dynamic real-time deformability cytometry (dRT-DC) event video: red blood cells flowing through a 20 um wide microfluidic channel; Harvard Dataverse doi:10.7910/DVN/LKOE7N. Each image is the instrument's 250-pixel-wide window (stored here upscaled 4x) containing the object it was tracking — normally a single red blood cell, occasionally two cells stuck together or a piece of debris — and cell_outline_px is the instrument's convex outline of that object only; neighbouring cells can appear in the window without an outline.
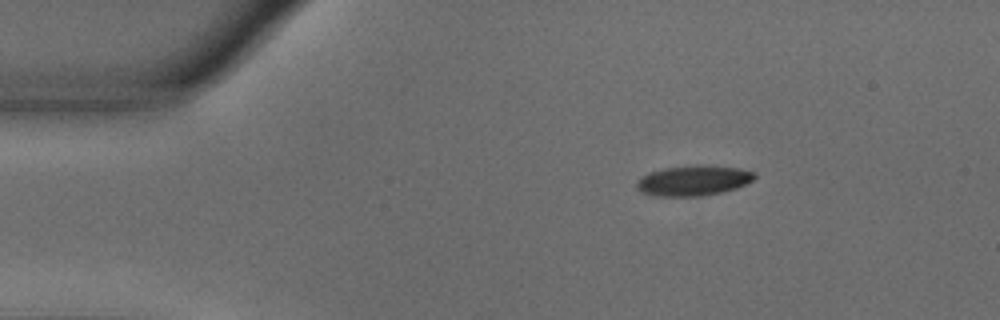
{"species": "common noctule bat (a hibernating species)", "species_latin": "Nyctalus noctula", "temperature_condition": "warm", "stored_images_in_passage": 47, "camera_frame_rate_fps": 3000, "um_per_image_px": 0.085, "animal": {"sex": "male", "body_mass_g": 18.8}, "frame": {"image": 1, "passage_image": 1, "time_ms": 0.0, "image_size_px": [1000, 320], "cell_outline_px": [[756, 176], [752, 180], [736, 188], [704, 196], [656, 196], [644, 192], [636, 188], [636, 184], [648, 172], [664, 168], [700, 164], [740, 168], [756, 172]], "centroid_in_image_um": [58.97, 15.33], "position_along_channel_um": 26.0, "area_um2": 20.69}}
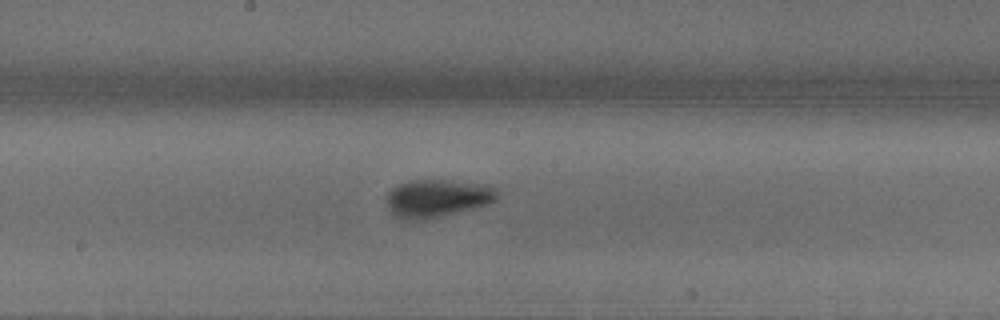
{"frame": {"image": 2, "passage_image": 21, "time_ms": 6.667, "image_size_px": [1000, 320], "cell_outline_px": [[496, 200], [488, 204], [472, 208], [420, 220], [404, 220], [396, 216], [388, 208], [388, 192], [392, 188], [400, 184], [412, 180], [444, 180], [492, 184], [496, 188]], "centroid_in_image_um": [37.18, 16.83], "position_along_channel_um": 211.0, "area_um2": 24.04}}
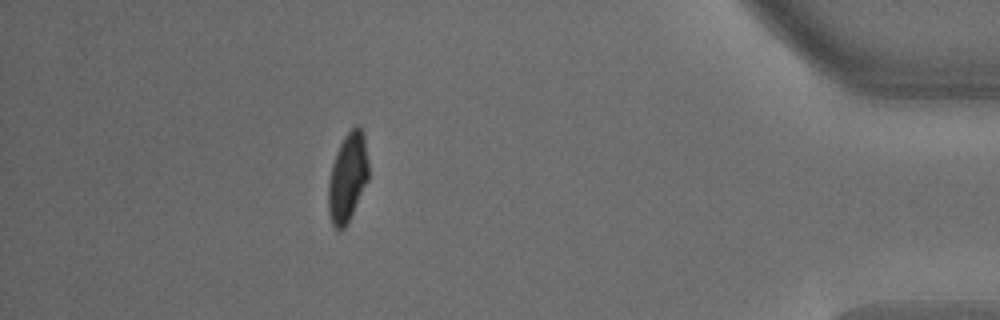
{"frame": {"image": 3, "passage_image": 41, "time_ms": 13.333, "image_size_px": [1000, 320], "cell_outline_px": [[368, 180], [348, 224], [340, 232], [332, 224], [328, 212], [328, 180], [332, 164], [340, 144], [344, 136], [356, 124], [360, 128], [364, 136], [368, 160]], "centroid_in_image_um": [29.54, 15.12], "position_along_channel_um": 405.7, "area_um2": 20.92}, "authors_computed_cell_mechanics": {"area_um2": 21.8484, "velocity_mm_per_s": 3.6637, "shape_relaxation_time_tau1_ms": 2.9917, "shape_relaxation_time_tau2_ms": 1.0124, "deformation_change_tau1": 0.144, "deformation_change_tau2": 0.0557}}